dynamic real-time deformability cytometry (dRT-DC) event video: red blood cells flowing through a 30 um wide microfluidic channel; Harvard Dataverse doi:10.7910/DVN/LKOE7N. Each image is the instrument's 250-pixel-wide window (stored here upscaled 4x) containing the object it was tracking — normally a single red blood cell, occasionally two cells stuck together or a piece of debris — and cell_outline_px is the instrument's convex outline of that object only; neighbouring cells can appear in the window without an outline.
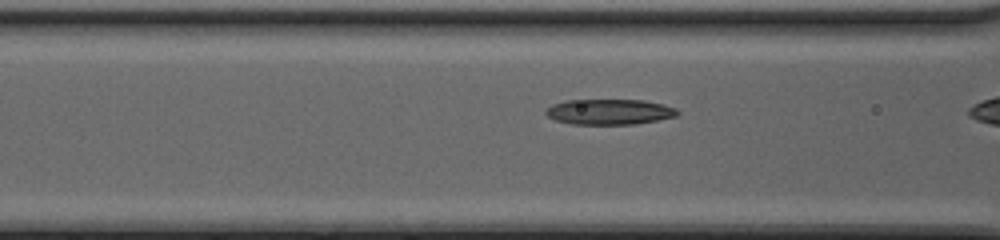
{"species": "common noctule bat (a hibernating species)", "species_latin": "Nyctalus noctula", "temperature_condition": "cold", "stored_images_in_passage": 14, "camera_frame_rate_fps": 3000, "um_per_image_px": 0.085, "animal": {"sex": "female", "body_mass_g": 20.0, "forearm_length_mm": 54.0}, "frame": {"image": 1, "passage_image": 10, "time_ms": 3.0, "image_size_px": [1000, 240], "cell_outline_px": [[680, 112], [676, 116], [636, 124], [572, 124], [556, 120], [548, 116], [544, 112], [552, 104], [564, 100], [644, 100], [664, 104], [676, 108]], "centroid_in_image_um": [51.81, 9.5], "position_along_channel_um": 114.8, "area_um2": 19.54}}